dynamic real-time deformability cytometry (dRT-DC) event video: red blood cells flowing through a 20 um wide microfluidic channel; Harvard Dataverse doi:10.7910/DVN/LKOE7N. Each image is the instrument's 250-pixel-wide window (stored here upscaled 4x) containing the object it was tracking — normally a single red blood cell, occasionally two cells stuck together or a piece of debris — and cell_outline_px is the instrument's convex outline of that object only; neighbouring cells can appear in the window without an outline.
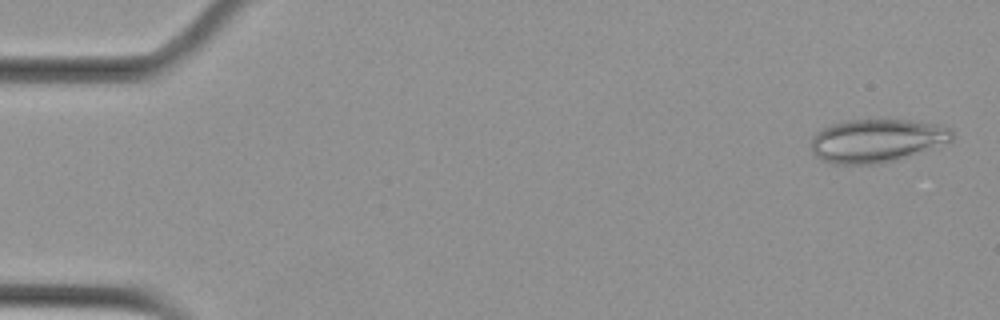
{"species": "Egyptian fruit bat (a non-hibernating species)", "species_latin": "Rousettus aegyptiacus", "temperature_condition": "cold", "stored_images_in_passage": 4, "camera_frame_rate_fps": 3000, "um_per_image_px": 0.085, "animal": {"sex": "female"}, "frame": {"image": 1, "passage_image": 1, "time_ms": 0.0, "image_size_px": [1000, 320], "cell_outline_px": [[952, 140], [932, 148], [896, 160], [880, 164], [832, 164], [820, 160], [812, 152], [812, 136], [816, 132], [832, 124], [844, 120], [908, 120], [936, 124], [952, 128]], "centroid_in_image_um": [74.49, 11.96], "position_along_channel_um": 10.5, "area_um2": 35.55}}